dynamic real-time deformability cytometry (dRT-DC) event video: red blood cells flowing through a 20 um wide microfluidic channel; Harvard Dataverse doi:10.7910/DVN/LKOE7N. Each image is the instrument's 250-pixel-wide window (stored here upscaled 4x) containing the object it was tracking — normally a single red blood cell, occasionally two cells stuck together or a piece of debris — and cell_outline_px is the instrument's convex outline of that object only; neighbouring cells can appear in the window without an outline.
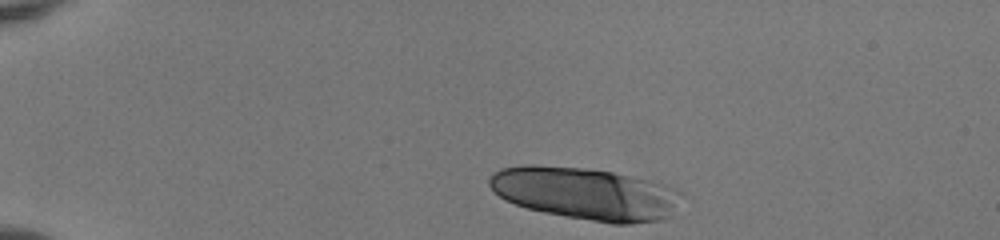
{"species": "human", "species_latin": "Homo sapiens", "temperature_condition": "room temperature", "stored_images_in_passage": 41, "camera_frame_rate_fps": 3000, "um_per_image_px": 0.085, "donor": {"sex": "female"}, "frame": {"image": 1, "passage_image": 1, "time_ms": 0.0, "image_size_px": [1000, 240], "cell_outline_px": [[684, 192], [672, 216], [660, 220], [628, 224], [612, 224], [544, 212], [528, 208], [516, 204], [500, 196], [488, 184], [488, 180], [492, 172], [500, 168], [524, 164], [536, 164], [588, 168], [612, 172], [652, 180], [668, 184]], "centroid_in_image_um": [49.82, 16.43], "position_along_channel_um": 35.2, "area_um2": 59.25}}